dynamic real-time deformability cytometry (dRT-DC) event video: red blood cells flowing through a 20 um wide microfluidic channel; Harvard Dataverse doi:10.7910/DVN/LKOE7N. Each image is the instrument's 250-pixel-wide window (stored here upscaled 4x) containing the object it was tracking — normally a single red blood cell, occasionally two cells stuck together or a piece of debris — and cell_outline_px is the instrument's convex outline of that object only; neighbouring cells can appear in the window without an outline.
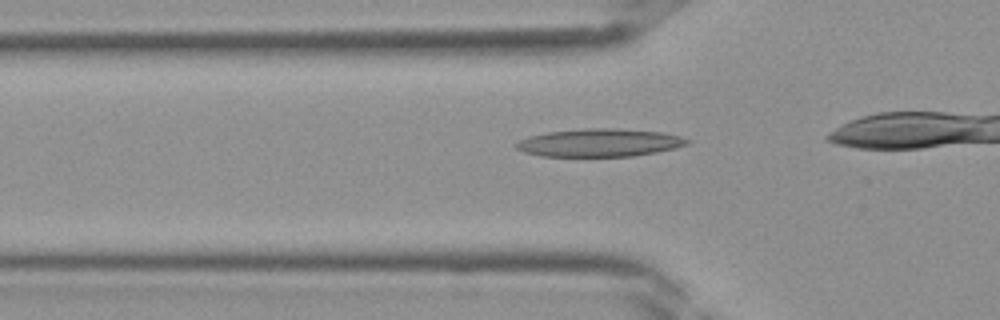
{"species": "Egyptian fruit bat (a non-hibernating species)", "species_latin": "Rousettus aegyptiacus", "temperature_condition": "room temperature", "stored_images_in_passage": 27, "camera_frame_rate_fps": 3000, "um_per_image_px": 0.085, "frame": {"image": 1, "passage_image": 9, "time_ms": 2.667, "image_size_px": [1000, 320], "cell_outline_px": [[692, 140], [688, 144], [676, 148], [636, 156], [540, 156], [524, 152], [516, 148], [516, 144], [520, 140], [528, 136], [548, 132], [584, 128], [616, 128], [660, 132], [680, 136]], "centroid_in_image_um": [50.98, 12.13], "position_along_channel_um": 74.8, "area_um2": 27.86}}
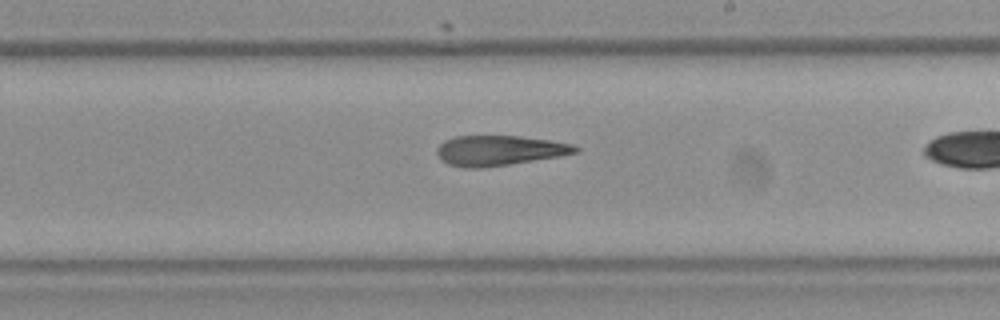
{"frame": {"image": 2, "passage_image": 19, "time_ms": 6.0, "image_size_px": [1000, 320], "cell_outline_px": [[580, 152], [560, 156], [508, 164], [480, 168], [464, 168], [448, 164], [436, 152], [436, 148], [444, 140], [456, 136], [520, 136], [548, 140], [572, 144], [580, 148]], "centroid_in_image_um": [42.45, 12.79], "position_along_channel_um": 246.6, "area_um2": 24.1}}
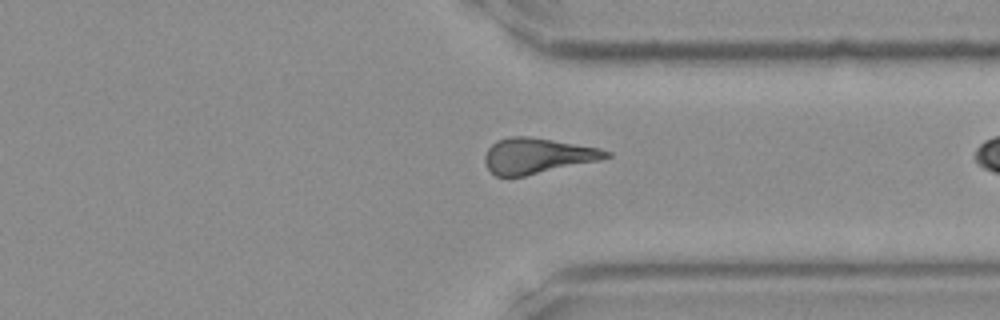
{"frame": {"image": 3, "passage_image": 26, "time_ms": 8.333, "image_size_px": [1000, 320], "cell_outline_px": [[612, 156], [600, 160], [508, 180], [496, 176], [488, 168], [484, 160], [484, 156], [488, 148], [496, 140], [508, 136], [528, 136], [600, 148], [612, 152]], "centroid_in_image_um": [45.64, 13.27], "position_along_channel_um": 365.8, "area_um2": 25.61}}